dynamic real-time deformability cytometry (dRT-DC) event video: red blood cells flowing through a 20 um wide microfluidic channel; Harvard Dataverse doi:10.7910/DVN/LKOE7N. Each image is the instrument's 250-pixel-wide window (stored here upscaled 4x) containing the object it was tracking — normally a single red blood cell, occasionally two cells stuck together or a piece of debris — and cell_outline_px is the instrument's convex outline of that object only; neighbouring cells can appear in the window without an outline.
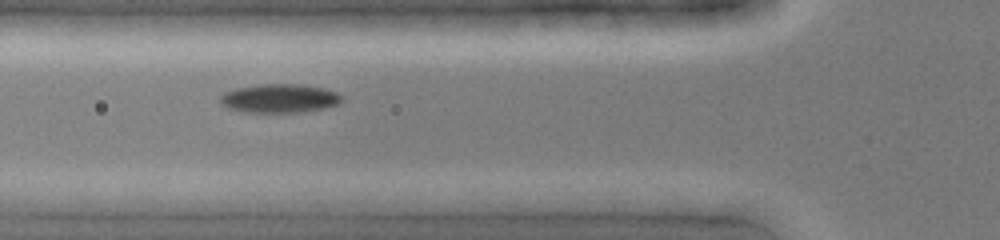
{"species": "common noctule bat (a hibernating species)", "species_latin": "Nyctalus noctula", "temperature_condition": "cold", "stored_images_in_passage": 10, "camera_frame_rate_fps": 3000, "um_per_image_px": 0.085, "animal": {"sex": "female", "body_mass_g": 19.0, "forearm_length_mm": 51.5}, "frame": {"image": 1, "passage_image": 5, "time_ms": 1.333, "image_size_px": [1000, 240], "cell_outline_px": [[344, 96], [336, 104], [324, 108], [300, 112], [240, 112], [228, 108], [220, 104], [220, 96], [224, 92], [240, 88], [260, 84], [300, 84], [324, 88], [336, 92]], "centroid_in_image_um": [23.73, 8.36], "position_along_channel_um": 102.1, "area_um2": 20.29}}